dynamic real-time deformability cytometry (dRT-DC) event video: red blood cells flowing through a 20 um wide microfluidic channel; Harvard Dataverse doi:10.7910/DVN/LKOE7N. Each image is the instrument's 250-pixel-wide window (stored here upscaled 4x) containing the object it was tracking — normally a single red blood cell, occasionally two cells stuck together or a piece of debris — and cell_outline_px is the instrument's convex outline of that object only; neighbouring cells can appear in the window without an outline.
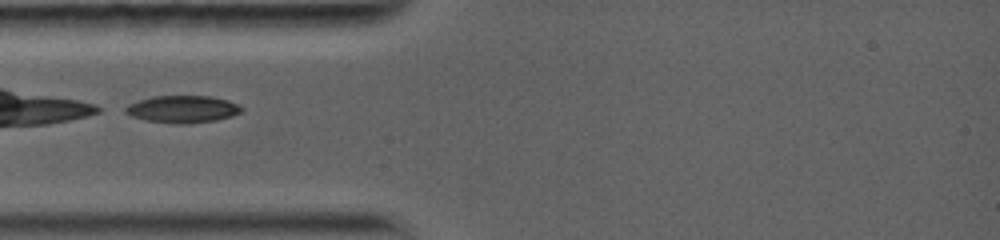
{"species": "common noctule bat (a hibernating species)", "species_latin": "Nyctalus noctula", "temperature_condition": "warm", "stored_images_in_passage": 2, "camera_frame_rate_fps": 5000, "um_per_image_px": 0.085, "animal": {"sex": "female", "body_mass_g": 19.0, "forearm_length_mm": 56.7}, "frame": {"image": 1, "passage_image": 1, "time_ms": 0.0, "image_size_px": [1000, 240], "cell_outline_px": [[244, 108], [240, 112], [232, 116], [216, 120], [184, 124], [176, 124], [148, 120], [132, 116], [124, 112], [124, 108], [128, 104], [152, 96], [208, 96], [228, 100]], "centroid_in_image_um": [15.51, 9.27], "position_along_channel_um": 69.5, "area_um2": 18.26}}